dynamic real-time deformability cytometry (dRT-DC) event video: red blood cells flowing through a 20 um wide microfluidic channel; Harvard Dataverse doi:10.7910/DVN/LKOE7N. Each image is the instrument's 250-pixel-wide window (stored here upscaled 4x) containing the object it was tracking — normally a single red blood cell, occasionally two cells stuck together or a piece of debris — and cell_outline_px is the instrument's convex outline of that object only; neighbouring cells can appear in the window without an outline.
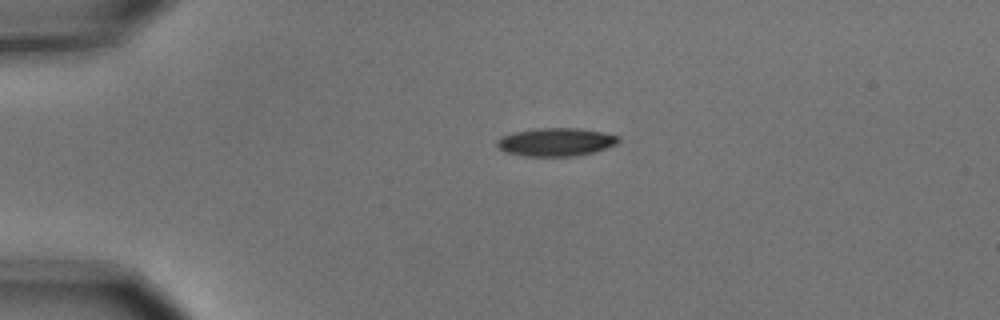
{"species": "common noctule bat (a hibernating species)", "species_latin": "Nyctalus noctula", "temperature_condition": "cold", "stored_images_in_passage": 2, "camera_frame_rate_fps": 3000, "um_per_image_px": 0.085, "animal": {"sex": "male", "body_mass_g": 15.6}, "frame": {"image": 1, "passage_image": 1, "time_ms": 0.0, "image_size_px": [1000, 320], "cell_outline_px": [[620, 140], [616, 144], [596, 152], [576, 156], [524, 156], [504, 152], [496, 144], [496, 140], [512, 132], [540, 128], [580, 128], [604, 132], [616, 136]], "centroid_in_image_um": [47.25, 12.07], "position_along_channel_um": 37.7, "area_um2": 20.0}}